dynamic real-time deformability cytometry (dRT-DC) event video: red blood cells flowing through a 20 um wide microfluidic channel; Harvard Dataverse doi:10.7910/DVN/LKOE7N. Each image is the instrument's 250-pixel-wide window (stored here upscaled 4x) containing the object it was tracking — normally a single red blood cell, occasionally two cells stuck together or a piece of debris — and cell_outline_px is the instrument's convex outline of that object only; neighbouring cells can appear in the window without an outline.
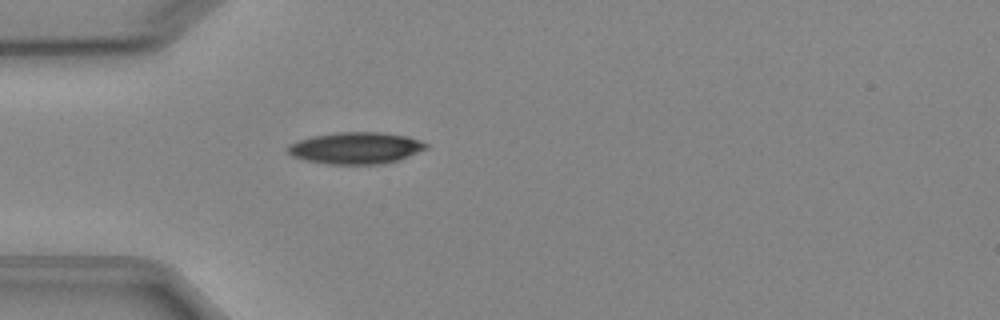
{"species": "Egyptian fruit bat (a non-hibernating species)", "species_latin": "Rousettus aegyptiacus", "temperature_condition": "cold", "stored_images_in_passage": 4, "camera_frame_rate_fps": 3000, "um_per_image_px": 0.085, "animal": {"sex": "female"}, "frame": {"image": 1, "passage_image": 4, "time_ms": 3.667, "image_size_px": [1000, 320], "cell_outline_px": [[428, 148], [400, 160], [384, 164], [328, 164], [304, 160], [292, 156], [288, 152], [288, 144], [312, 136], [336, 132], [380, 132], [408, 136], [420, 140], [428, 144]], "centroid_in_image_um": [30.27, 12.58], "position_along_channel_um": 54.7, "area_um2": 25.72}}